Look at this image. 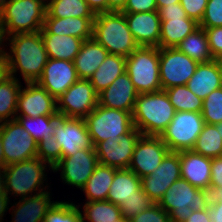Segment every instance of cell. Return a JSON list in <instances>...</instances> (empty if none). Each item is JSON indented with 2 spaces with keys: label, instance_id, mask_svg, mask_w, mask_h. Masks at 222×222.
I'll return each instance as SVG.
<instances>
[{
  "label": "cell",
  "instance_id": "6da1fadb",
  "mask_svg": "<svg viewBox=\"0 0 222 222\" xmlns=\"http://www.w3.org/2000/svg\"><path fill=\"white\" fill-rule=\"evenodd\" d=\"M7 40L10 42V52H6L9 76L15 78L19 70L25 82H37L49 59L41 32L14 34Z\"/></svg>",
  "mask_w": 222,
  "mask_h": 222
},
{
  "label": "cell",
  "instance_id": "7a4b0ae2",
  "mask_svg": "<svg viewBox=\"0 0 222 222\" xmlns=\"http://www.w3.org/2000/svg\"><path fill=\"white\" fill-rule=\"evenodd\" d=\"M165 90L138 94L132 113L134 126L144 136H160L175 115Z\"/></svg>",
  "mask_w": 222,
  "mask_h": 222
},
{
  "label": "cell",
  "instance_id": "3957f363",
  "mask_svg": "<svg viewBox=\"0 0 222 222\" xmlns=\"http://www.w3.org/2000/svg\"><path fill=\"white\" fill-rule=\"evenodd\" d=\"M92 37L106 48L109 54L128 57L139 47L123 12H102L95 15Z\"/></svg>",
  "mask_w": 222,
  "mask_h": 222
},
{
  "label": "cell",
  "instance_id": "277c9868",
  "mask_svg": "<svg viewBox=\"0 0 222 222\" xmlns=\"http://www.w3.org/2000/svg\"><path fill=\"white\" fill-rule=\"evenodd\" d=\"M212 193L192 186L183 178L175 181L159 201L171 222L185 221L193 211L208 209Z\"/></svg>",
  "mask_w": 222,
  "mask_h": 222
},
{
  "label": "cell",
  "instance_id": "5b68a950",
  "mask_svg": "<svg viewBox=\"0 0 222 222\" xmlns=\"http://www.w3.org/2000/svg\"><path fill=\"white\" fill-rule=\"evenodd\" d=\"M46 164L48 163L34 157L6 166L2 171L5 177L6 195L14 194L23 199L33 195L32 193L35 195V192L38 194L45 191V188L42 187L46 181L45 176H47L45 169L48 166L52 170V167Z\"/></svg>",
  "mask_w": 222,
  "mask_h": 222
},
{
  "label": "cell",
  "instance_id": "8992f818",
  "mask_svg": "<svg viewBox=\"0 0 222 222\" xmlns=\"http://www.w3.org/2000/svg\"><path fill=\"white\" fill-rule=\"evenodd\" d=\"M46 14L41 0H8L0 10L7 36L40 32Z\"/></svg>",
  "mask_w": 222,
  "mask_h": 222
},
{
  "label": "cell",
  "instance_id": "52a82bcc",
  "mask_svg": "<svg viewBox=\"0 0 222 222\" xmlns=\"http://www.w3.org/2000/svg\"><path fill=\"white\" fill-rule=\"evenodd\" d=\"M126 72L139 94L162 90L159 73V48L139 46L126 57Z\"/></svg>",
  "mask_w": 222,
  "mask_h": 222
},
{
  "label": "cell",
  "instance_id": "ba28073f",
  "mask_svg": "<svg viewBox=\"0 0 222 222\" xmlns=\"http://www.w3.org/2000/svg\"><path fill=\"white\" fill-rule=\"evenodd\" d=\"M84 120L93 146L105 140H119L121 135L134 127L130 112L102 107L99 104Z\"/></svg>",
  "mask_w": 222,
  "mask_h": 222
},
{
  "label": "cell",
  "instance_id": "9c48e42d",
  "mask_svg": "<svg viewBox=\"0 0 222 222\" xmlns=\"http://www.w3.org/2000/svg\"><path fill=\"white\" fill-rule=\"evenodd\" d=\"M204 125L205 121L201 112L177 111L159 137L169 151H189L193 149Z\"/></svg>",
  "mask_w": 222,
  "mask_h": 222
},
{
  "label": "cell",
  "instance_id": "30bf717a",
  "mask_svg": "<svg viewBox=\"0 0 222 222\" xmlns=\"http://www.w3.org/2000/svg\"><path fill=\"white\" fill-rule=\"evenodd\" d=\"M0 139L6 166L37 157V143L16 120L0 123Z\"/></svg>",
  "mask_w": 222,
  "mask_h": 222
},
{
  "label": "cell",
  "instance_id": "8fae6325",
  "mask_svg": "<svg viewBox=\"0 0 222 222\" xmlns=\"http://www.w3.org/2000/svg\"><path fill=\"white\" fill-rule=\"evenodd\" d=\"M56 102L59 116L84 119L98 105V93L89 79H78Z\"/></svg>",
  "mask_w": 222,
  "mask_h": 222
},
{
  "label": "cell",
  "instance_id": "7c38bea8",
  "mask_svg": "<svg viewBox=\"0 0 222 222\" xmlns=\"http://www.w3.org/2000/svg\"><path fill=\"white\" fill-rule=\"evenodd\" d=\"M199 63L174 48H159V73L162 90L186 85Z\"/></svg>",
  "mask_w": 222,
  "mask_h": 222
},
{
  "label": "cell",
  "instance_id": "4fadbf2b",
  "mask_svg": "<svg viewBox=\"0 0 222 222\" xmlns=\"http://www.w3.org/2000/svg\"><path fill=\"white\" fill-rule=\"evenodd\" d=\"M180 178V152L169 151L152 173L141 178V187L158 204L166 190Z\"/></svg>",
  "mask_w": 222,
  "mask_h": 222
},
{
  "label": "cell",
  "instance_id": "5bb4252c",
  "mask_svg": "<svg viewBox=\"0 0 222 222\" xmlns=\"http://www.w3.org/2000/svg\"><path fill=\"white\" fill-rule=\"evenodd\" d=\"M97 164L95 148L88 147L78 150L71 156L62 157L52 170H61V178L65 183L81 189L93 174Z\"/></svg>",
  "mask_w": 222,
  "mask_h": 222
},
{
  "label": "cell",
  "instance_id": "9a60e30c",
  "mask_svg": "<svg viewBox=\"0 0 222 222\" xmlns=\"http://www.w3.org/2000/svg\"><path fill=\"white\" fill-rule=\"evenodd\" d=\"M141 132L134 126L128 133L120 136L119 140L98 142L94 148L98 163L116 169H128Z\"/></svg>",
  "mask_w": 222,
  "mask_h": 222
},
{
  "label": "cell",
  "instance_id": "2e32d148",
  "mask_svg": "<svg viewBox=\"0 0 222 222\" xmlns=\"http://www.w3.org/2000/svg\"><path fill=\"white\" fill-rule=\"evenodd\" d=\"M168 152V147L159 136L141 135L135 145L128 169L142 178L152 173Z\"/></svg>",
  "mask_w": 222,
  "mask_h": 222
},
{
  "label": "cell",
  "instance_id": "e0dca14e",
  "mask_svg": "<svg viewBox=\"0 0 222 222\" xmlns=\"http://www.w3.org/2000/svg\"><path fill=\"white\" fill-rule=\"evenodd\" d=\"M54 135L61 145L62 157L71 156L84 148L94 147L83 118H67L58 115L55 118Z\"/></svg>",
  "mask_w": 222,
  "mask_h": 222
},
{
  "label": "cell",
  "instance_id": "ac0fdd59",
  "mask_svg": "<svg viewBox=\"0 0 222 222\" xmlns=\"http://www.w3.org/2000/svg\"><path fill=\"white\" fill-rule=\"evenodd\" d=\"M25 84L27 86L19 92L16 117L58 116L54 97L37 82Z\"/></svg>",
  "mask_w": 222,
  "mask_h": 222
},
{
  "label": "cell",
  "instance_id": "d6986e66",
  "mask_svg": "<svg viewBox=\"0 0 222 222\" xmlns=\"http://www.w3.org/2000/svg\"><path fill=\"white\" fill-rule=\"evenodd\" d=\"M78 79L73 62L49 58L37 83L58 99Z\"/></svg>",
  "mask_w": 222,
  "mask_h": 222
},
{
  "label": "cell",
  "instance_id": "ffe728a7",
  "mask_svg": "<svg viewBox=\"0 0 222 222\" xmlns=\"http://www.w3.org/2000/svg\"><path fill=\"white\" fill-rule=\"evenodd\" d=\"M138 92L128 73L118 76L106 89L98 93V104L102 107L133 113Z\"/></svg>",
  "mask_w": 222,
  "mask_h": 222
},
{
  "label": "cell",
  "instance_id": "44dd1931",
  "mask_svg": "<svg viewBox=\"0 0 222 222\" xmlns=\"http://www.w3.org/2000/svg\"><path fill=\"white\" fill-rule=\"evenodd\" d=\"M124 16L139 46L159 48L161 19L157 11L124 13Z\"/></svg>",
  "mask_w": 222,
  "mask_h": 222
},
{
  "label": "cell",
  "instance_id": "7402d4cb",
  "mask_svg": "<svg viewBox=\"0 0 222 222\" xmlns=\"http://www.w3.org/2000/svg\"><path fill=\"white\" fill-rule=\"evenodd\" d=\"M181 178L198 189L210 191L211 158L192 150L180 152Z\"/></svg>",
  "mask_w": 222,
  "mask_h": 222
},
{
  "label": "cell",
  "instance_id": "603a6c76",
  "mask_svg": "<svg viewBox=\"0 0 222 222\" xmlns=\"http://www.w3.org/2000/svg\"><path fill=\"white\" fill-rule=\"evenodd\" d=\"M186 86L197 97L204 100L213 90L222 87V62L213 60L207 63H199L194 75L186 83Z\"/></svg>",
  "mask_w": 222,
  "mask_h": 222
},
{
  "label": "cell",
  "instance_id": "cb8c5ba5",
  "mask_svg": "<svg viewBox=\"0 0 222 222\" xmlns=\"http://www.w3.org/2000/svg\"><path fill=\"white\" fill-rule=\"evenodd\" d=\"M95 17H45L41 34L67 35L88 40L92 38Z\"/></svg>",
  "mask_w": 222,
  "mask_h": 222
},
{
  "label": "cell",
  "instance_id": "d4e9b609",
  "mask_svg": "<svg viewBox=\"0 0 222 222\" xmlns=\"http://www.w3.org/2000/svg\"><path fill=\"white\" fill-rule=\"evenodd\" d=\"M50 192L43 191L41 193L21 198L15 203L14 218L12 222H44L47 211L55 203L50 200Z\"/></svg>",
  "mask_w": 222,
  "mask_h": 222
},
{
  "label": "cell",
  "instance_id": "484cf974",
  "mask_svg": "<svg viewBox=\"0 0 222 222\" xmlns=\"http://www.w3.org/2000/svg\"><path fill=\"white\" fill-rule=\"evenodd\" d=\"M160 19L159 48L177 47L182 40L199 27V23L188 16L160 17Z\"/></svg>",
  "mask_w": 222,
  "mask_h": 222
},
{
  "label": "cell",
  "instance_id": "4316f807",
  "mask_svg": "<svg viewBox=\"0 0 222 222\" xmlns=\"http://www.w3.org/2000/svg\"><path fill=\"white\" fill-rule=\"evenodd\" d=\"M108 51L93 37L85 40L73 60L79 79H89L105 60Z\"/></svg>",
  "mask_w": 222,
  "mask_h": 222
},
{
  "label": "cell",
  "instance_id": "83f0119b",
  "mask_svg": "<svg viewBox=\"0 0 222 222\" xmlns=\"http://www.w3.org/2000/svg\"><path fill=\"white\" fill-rule=\"evenodd\" d=\"M140 188L141 178L133 171L130 169H116L107 201L120 207L131 197L137 196V190Z\"/></svg>",
  "mask_w": 222,
  "mask_h": 222
},
{
  "label": "cell",
  "instance_id": "f1b7e54d",
  "mask_svg": "<svg viewBox=\"0 0 222 222\" xmlns=\"http://www.w3.org/2000/svg\"><path fill=\"white\" fill-rule=\"evenodd\" d=\"M48 58L73 62L84 40L67 35L41 34Z\"/></svg>",
  "mask_w": 222,
  "mask_h": 222
},
{
  "label": "cell",
  "instance_id": "f546056e",
  "mask_svg": "<svg viewBox=\"0 0 222 222\" xmlns=\"http://www.w3.org/2000/svg\"><path fill=\"white\" fill-rule=\"evenodd\" d=\"M116 168L98 163L93 174L81 190L86 194L87 202L106 201L113 182Z\"/></svg>",
  "mask_w": 222,
  "mask_h": 222
},
{
  "label": "cell",
  "instance_id": "4dcf8cb0",
  "mask_svg": "<svg viewBox=\"0 0 222 222\" xmlns=\"http://www.w3.org/2000/svg\"><path fill=\"white\" fill-rule=\"evenodd\" d=\"M126 72V57L109 54L89 78L97 93L106 89L118 76Z\"/></svg>",
  "mask_w": 222,
  "mask_h": 222
},
{
  "label": "cell",
  "instance_id": "1f68e13d",
  "mask_svg": "<svg viewBox=\"0 0 222 222\" xmlns=\"http://www.w3.org/2000/svg\"><path fill=\"white\" fill-rule=\"evenodd\" d=\"M198 63L213 61L205 30L200 26L182 40L176 47Z\"/></svg>",
  "mask_w": 222,
  "mask_h": 222
},
{
  "label": "cell",
  "instance_id": "d6a6232c",
  "mask_svg": "<svg viewBox=\"0 0 222 222\" xmlns=\"http://www.w3.org/2000/svg\"><path fill=\"white\" fill-rule=\"evenodd\" d=\"M21 82L18 78L8 76L0 82V123L14 120Z\"/></svg>",
  "mask_w": 222,
  "mask_h": 222
},
{
  "label": "cell",
  "instance_id": "836d02e7",
  "mask_svg": "<svg viewBox=\"0 0 222 222\" xmlns=\"http://www.w3.org/2000/svg\"><path fill=\"white\" fill-rule=\"evenodd\" d=\"M46 17H95L85 0H53L46 5Z\"/></svg>",
  "mask_w": 222,
  "mask_h": 222
},
{
  "label": "cell",
  "instance_id": "e575fe53",
  "mask_svg": "<svg viewBox=\"0 0 222 222\" xmlns=\"http://www.w3.org/2000/svg\"><path fill=\"white\" fill-rule=\"evenodd\" d=\"M192 151L209 158L222 156V138L216 125L205 123Z\"/></svg>",
  "mask_w": 222,
  "mask_h": 222
},
{
  "label": "cell",
  "instance_id": "d590c367",
  "mask_svg": "<svg viewBox=\"0 0 222 222\" xmlns=\"http://www.w3.org/2000/svg\"><path fill=\"white\" fill-rule=\"evenodd\" d=\"M83 210L84 222H120L124 218L120 207L107 200L85 202Z\"/></svg>",
  "mask_w": 222,
  "mask_h": 222
},
{
  "label": "cell",
  "instance_id": "8d00e7d4",
  "mask_svg": "<svg viewBox=\"0 0 222 222\" xmlns=\"http://www.w3.org/2000/svg\"><path fill=\"white\" fill-rule=\"evenodd\" d=\"M175 111L201 112L203 100L197 97L186 85L165 89Z\"/></svg>",
  "mask_w": 222,
  "mask_h": 222
},
{
  "label": "cell",
  "instance_id": "74e56055",
  "mask_svg": "<svg viewBox=\"0 0 222 222\" xmlns=\"http://www.w3.org/2000/svg\"><path fill=\"white\" fill-rule=\"evenodd\" d=\"M57 116L16 117L21 126L30 133V136L39 142L42 138L54 134L55 118Z\"/></svg>",
  "mask_w": 222,
  "mask_h": 222
},
{
  "label": "cell",
  "instance_id": "f35d334b",
  "mask_svg": "<svg viewBox=\"0 0 222 222\" xmlns=\"http://www.w3.org/2000/svg\"><path fill=\"white\" fill-rule=\"evenodd\" d=\"M74 203L55 201L47 211L44 222H84L82 211Z\"/></svg>",
  "mask_w": 222,
  "mask_h": 222
},
{
  "label": "cell",
  "instance_id": "ab89813d",
  "mask_svg": "<svg viewBox=\"0 0 222 222\" xmlns=\"http://www.w3.org/2000/svg\"><path fill=\"white\" fill-rule=\"evenodd\" d=\"M201 113L207 124L215 125L222 122V87L213 90L203 100Z\"/></svg>",
  "mask_w": 222,
  "mask_h": 222
},
{
  "label": "cell",
  "instance_id": "60d3db41",
  "mask_svg": "<svg viewBox=\"0 0 222 222\" xmlns=\"http://www.w3.org/2000/svg\"><path fill=\"white\" fill-rule=\"evenodd\" d=\"M37 157L54 167L62 158L61 145L53 134L37 143Z\"/></svg>",
  "mask_w": 222,
  "mask_h": 222
},
{
  "label": "cell",
  "instance_id": "b9f144b4",
  "mask_svg": "<svg viewBox=\"0 0 222 222\" xmlns=\"http://www.w3.org/2000/svg\"><path fill=\"white\" fill-rule=\"evenodd\" d=\"M154 202L142 190V187L137 190V196L131 197L120 206L121 215L127 220H131L140 212L149 209Z\"/></svg>",
  "mask_w": 222,
  "mask_h": 222
},
{
  "label": "cell",
  "instance_id": "7bdbcfd3",
  "mask_svg": "<svg viewBox=\"0 0 222 222\" xmlns=\"http://www.w3.org/2000/svg\"><path fill=\"white\" fill-rule=\"evenodd\" d=\"M199 26L203 29L222 26V0H208Z\"/></svg>",
  "mask_w": 222,
  "mask_h": 222
},
{
  "label": "cell",
  "instance_id": "ee69618b",
  "mask_svg": "<svg viewBox=\"0 0 222 222\" xmlns=\"http://www.w3.org/2000/svg\"><path fill=\"white\" fill-rule=\"evenodd\" d=\"M130 222H171V219L166 210L154 203L149 209L134 216Z\"/></svg>",
  "mask_w": 222,
  "mask_h": 222
},
{
  "label": "cell",
  "instance_id": "f6af8a7d",
  "mask_svg": "<svg viewBox=\"0 0 222 222\" xmlns=\"http://www.w3.org/2000/svg\"><path fill=\"white\" fill-rule=\"evenodd\" d=\"M209 43L211 55L215 60L222 59V26L204 29Z\"/></svg>",
  "mask_w": 222,
  "mask_h": 222
},
{
  "label": "cell",
  "instance_id": "bcb514c9",
  "mask_svg": "<svg viewBox=\"0 0 222 222\" xmlns=\"http://www.w3.org/2000/svg\"><path fill=\"white\" fill-rule=\"evenodd\" d=\"M208 0H181V6L187 13L188 17L200 23L207 5Z\"/></svg>",
  "mask_w": 222,
  "mask_h": 222
},
{
  "label": "cell",
  "instance_id": "7dc6e473",
  "mask_svg": "<svg viewBox=\"0 0 222 222\" xmlns=\"http://www.w3.org/2000/svg\"><path fill=\"white\" fill-rule=\"evenodd\" d=\"M157 5L155 0H127L123 13H142L157 11Z\"/></svg>",
  "mask_w": 222,
  "mask_h": 222
},
{
  "label": "cell",
  "instance_id": "c3c4849f",
  "mask_svg": "<svg viewBox=\"0 0 222 222\" xmlns=\"http://www.w3.org/2000/svg\"><path fill=\"white\" fill-rule=\"evenodd\" d=\"M222 186V156L211 158V184L210 192L213 193Z\"/></svg>",
  "mask_w": 222,
  "mask_h": 222
},
{
  "label": "cell",
  "instance_id": "681fc988",
  "mask_svg": "<svg viewBox=\"0 0 222 222\" xmlns=\"http://www.w3.org/2000/svg\"><path fill=\"white\" fill-rule=\"evenodd\" d=\"M159 17H175V16H188L181 3H175L171 6L160 7L158 10Z\"/></svg>",
  "mask_w": 222,
  "mask_h": 222
},
{
  "label": "cell",
  "instance_id": "f907efd6",
  "mask_svg": "<svg viewBox=\"0 0 222 222\" xmlns=\"http://www.w3.org/2000/svg\"><path fill=\"white\" fill-rule=\"evenodd\" d=\"M210 221L209 222H222V201L211 200L209 205Z\"/></svg>",
  "mask_w": 222,
  "mask_h": 222
},
{
  "label": "cell",
  "instance_id": "816d5d0a",
  "mask_svg": "<svg viewBox=\"0 0 222 222\" xmlns=\"http://www.w3.org/2000/svg\"><path fill=\"white\" fill-rule=\"evenodd\" d=\"M209 209L193 211L192 214L183 222H209Z\"/></svg>",
  "mask_w": 222,
  "mask_h": 222
},
{
  "label": "cell",
  "instance_id": "f5cc1de1",
  "mask_svg": "<svg viewBox=\"0 0 222 222\" xmlns=\"http://www.w3.org/2000/svg\"><path fill=\"white\" fill-rule=\"evenodd\" d=\"M95 14L107 12V0H85Z\"/></svg>",
  "mask_w": 222,
  "mask_h": 222
},
{
  "label": "cell",
  "instance_id": "db71d44e",
  "mask_svg": "<svg viewBox=\"0 0 222 222\" xmlns=\"http://www.w3.org/2000/svg\"><path fill=\"white\" fill-rule=\"evenodd\" d=\"M9 76V67L7 54H0V82L6 79Z\"/></svg>",
  "mask_w": 222,
  "mask_h": 222
},
{
  "label": "cell",
  "instance_id": "11a10c76",
  "mask_svg": "<svg viewBox=\"0 0 222 222\" xmlns=\"http://www.w3.org/2000/svg\"><path fill=\"white\" fill-rule=\"evenodd\" d=\"M126 3L127 0H107V12H121L124 9Z\"/></svg>",
  "mask_w": 222,
  "mask_h": 222
},
{
  "label": "cell",
  "instance_id": "9f6ffc18",
  "mask_svg": "<svg viewBox=\"0 0 222 222\" xmlns=\"http://www.w3.org/2000/svg\"><path fill=\"white\" fill-rule=\"evenodd\" d=\"M7 38H8V36L6 35L5 27L2 22V18L0 16V54L7 52L1 47L3 45L4 40L7 41Z\"/></svg>",
  "mask_w": 222,
  "mask_h": 222
},
{
  "label": "cell",
  "instance_id": "6f0895ef",
  "mask_svg": "<svg viewBox=\"0 0 222 222\" xmlns=\"http://www.w3.org/2000/svg\"><path fill=\"white\" fill-rule=\"evenodd\" d=\"M10 202L9 197H1L0 198V222L3 220V216L5 212L9 209L8 203ZM7 209V210H6Z\"/></svg>",
  "mask_w": 222,
  "mask_h": 222
},
{
  "label": "cell",
  "instance_id": "680465c9",
  "mask_svg": "<svg viewBox=\"0 0 222 222\" xmlns=\"http://www.w3.org/2000/svg\"><path fill=\"white\" fill-rule=\"evenodd\" d=\"M157 8L159 9L160 7L164 6H171L174 5L175 3H180L181 0H155Z\"/></svg>",
  "mask_w": 222,
  "mask_h": 222
},
{
  "label": "cell",
  "instance_id": "91938a15",
  "mask_svg": "<svg viewBox=\"0 0 222 222\" xmlns=\"http://www.w3.org/2000/svg\"><path fill=\"white\" fill-rule=\"evenodd\" d=\"M1 197H8L5 191V177L3 172H0V198Z\"/></svg>",
  "mask_w": 222,
  "mask_h": 222
},
{
  "label": "cell",
  "instance_id": "94428289",
  "mask_svg": "<svg viewBox=\"0 0 222 222\" xmlns=\"http://www.w3.org/2000/svg\"><path fill=\"white\" fill-rule=\"evenodd\" d=\"M2 146L3 145H2V142H1V139H0V172H2L6 167Z\"/></svg>",
  "mask_w": 222,
  "mask_h": 222
},
{
  "label": "cell",
  "instance_id": "6125c7cd",
  "mask_svg": "<svg viewBox=\"0 0 222 222\" xmlns=\"http://www.w3.org/2000/svg\"><path fill=\"white\" fill-rule=\"evenodd\" d=\"M211 200H221L222 201V186L217 188L213 193H212V198Z\"/></svg>",
  "mask_w": 222,
  "mask_h": 222
},
{
  "label": "cell",
  "instance_id": "be15d7a7",
  "mask_svg": "<svg viewBox=\"0 0 222 222\" xmlns=\"http://www.w3.org/2000/svg\"><path fill=\"white\" fill-rule=\"evenodd\" d=\"M218 131H220V135H221V138H222V122L221 123H218V124H215Z\"/></svg>",
  "mask_w": 222,
  "mask_h": 222
},
{
  "label": "cell",
  "instance_id": "e7e4bbea",
  "mask_svg": "<svg viewBox=\"0 0 222 222\" xmlns=\"http://www.w3.org/2000/svg\"><path fill=\"white\" fill-rule=\"evenodd\" d=\"M7 1L8 0H0V10L4 7V5Z\"/></svg>",
  "mask_w": 222,
  "mask_h": 222
},
{
  "label": "cell",
  "instance_id": "03108f58",
  "mask_svg": "<svg viewBox=\"0 0 222 222\" xmlns=\"http://www.w3.org/2000/svg\"><path fill=\"white\" fill-rule=\"evenodd\" d=\"M45 5H48L50 2H52L53 0H41ZM47 1V2H46Z\"/></svg>",
  "mask_w": 222,
  "mask_h": 222
},
{
  "label": "cell",
  "instance_id": "003e7915",
  "mask_svg": "<svg viewBox=\"0 0 222 222\" xmlns=\"http://www.w3.org/2000/svg\"><path fill=\"white\" fill-rule=\"evenodd\" d=\"M120 222H130V220H127L126 218H123Z\"/></svg>",
  "mask_w": 222,
  "mask_h": 222
}]
</instances>
